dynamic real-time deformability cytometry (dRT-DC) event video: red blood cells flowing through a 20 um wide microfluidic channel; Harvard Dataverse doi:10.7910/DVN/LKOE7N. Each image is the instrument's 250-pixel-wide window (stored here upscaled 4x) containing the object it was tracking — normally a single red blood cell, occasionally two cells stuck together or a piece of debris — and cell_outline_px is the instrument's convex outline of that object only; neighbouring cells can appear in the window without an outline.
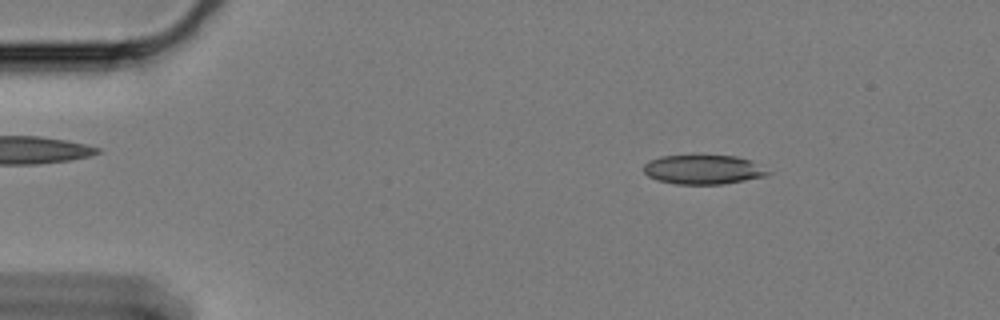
{"species": "Egyptian fruit bat (a non-hibernating species)", "species_latin": "Rousettus aegyptiacus", "temperature_condition": "cold", "stored_images_in_passage": 59, "camera_frame_rate_fps": 3000, "um_per_image_px": 0.085, "animal": {"sex": "female"}, "frame": {"image": 1, "passage_image": 8, "time_ms": 2.333, "image_size_px": [1000, 320], "cell_outline_px": [[772, 172], [768, 176], [724, 184], [676, 184], [656, 180], [648, 176], [644, 172], [644, 164], [648, 160], [660, 156], [736, 156], [752, 160]], "centroid_in_image_um": [59.81, 14.42], "position_along_channel_um": 25.2, "area_um2": 21.39}}
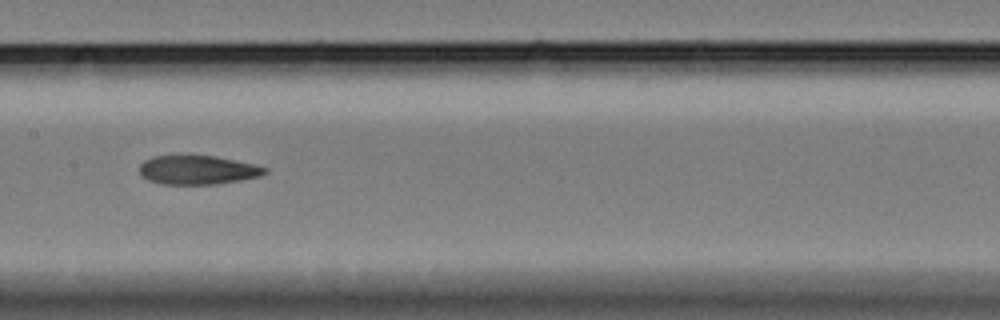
{"frame": {"image": 2, "passage_image": 29, "time_ms": 9.333, "image_size_px": [1000, 320], "cell_outline_px": [[268, 172], [260, 176], [240, 180], [216, 184], [160, 184], [148, 180], [140, 176], [140, 164], [144, 160], [152, 156], [180, 152], [188, 152], [216, 156], [252, 164], [268, 168]], "centroid_in_image_um": [16.72, 14.39], "position_along_channel_um": 190.7, "area_um2": 22.14}}
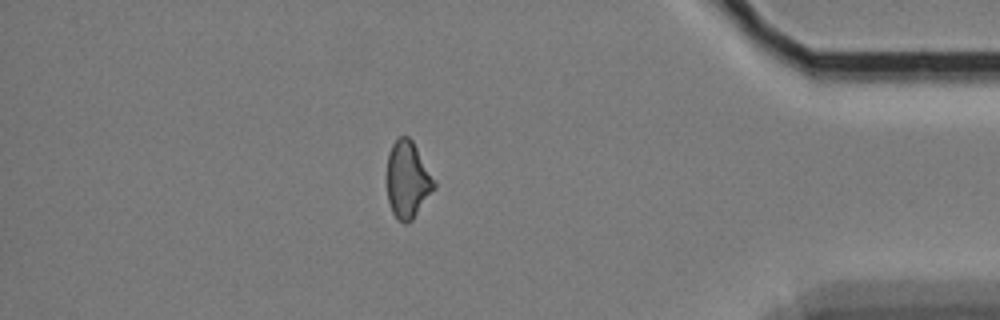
{"frame": {"image": 3, "passage_image": 51, "time_ms": 16.667, "image_size_px": [1000, 320], "cell_outline_px": [[436, 188], [412, 220], [404, 224], [392, 212], [388, 200], [388, 152], [392, 144], [400, 136], [408, 136], [412, 140], [436, 184]], "centroid_in_image_um": [34.65, 15.29], "position_along_channel_um": 400.5, "area_um2": 20.75}, "authors_computed_cell_mechanics": {"area_um2": 21.964, "velocity_mm_per_s": 3.3276, "shape_relaxation_time_tau1_ms": null, "shape_relaxation_time_tau2_ms": 6.0182, "deformation_change_tau1": null, "deformation_change_tau2": 0.1374}}